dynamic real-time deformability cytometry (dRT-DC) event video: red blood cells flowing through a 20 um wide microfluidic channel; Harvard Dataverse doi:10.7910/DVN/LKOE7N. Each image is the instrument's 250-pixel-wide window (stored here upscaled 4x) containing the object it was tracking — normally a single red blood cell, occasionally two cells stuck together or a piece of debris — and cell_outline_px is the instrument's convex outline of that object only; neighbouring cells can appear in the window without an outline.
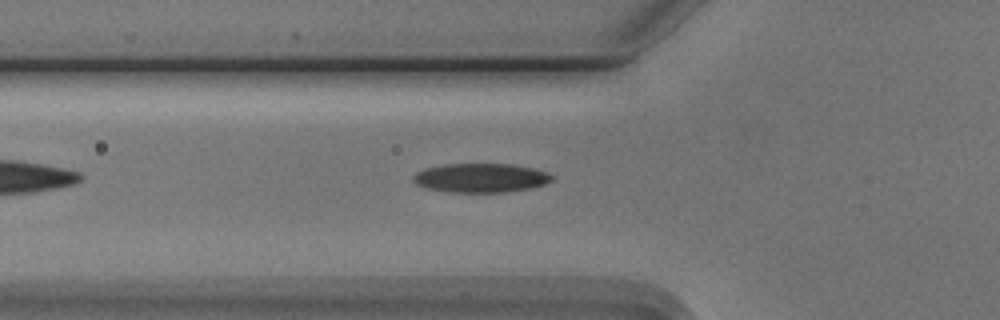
{"species": "Egyptian fruit bat (a non-hibernating species)", "species_latin": "Rousettus aegyptiacus", "temperature_condition": "cold", "stored_images_in_passage": 37, "camera_frame_rate_fps": 3000, "um_per_image_px": 0.085, "animal": {"sex": "male"}, "frame": {"image": 1, "passage_image": 2, "time_ms": 0.333, "image_size_px": [1000, 320], "cell_outline_px": [[552, 180], [544, 184], [532, 188], [504, 192], [448, 192], [424, 188], [416, 184], [412, 180], [412, 176], [416, 172], [424, 168], [444, 164], [512, 164], [532, 168], [548, 172], [552, 176]], "centroid_in_image_um": [40.82, 15.12], "position_along_channel_um": 85.0, "area_um2": 23.64}}
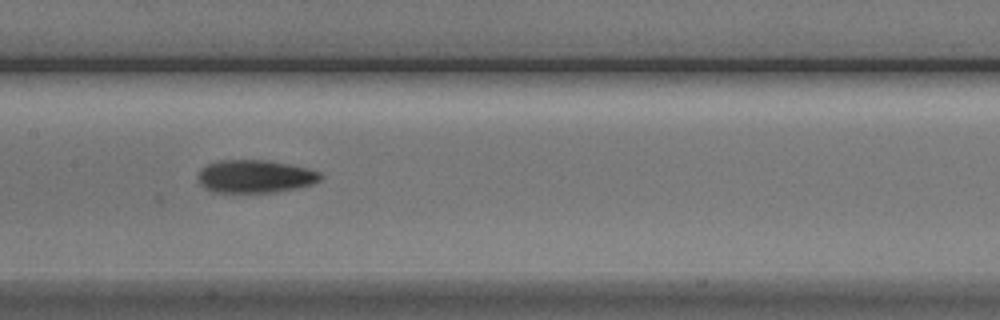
{"frame": {"image": 2, "passage_image": 10, "time_ms": 3.0, "image_size_px": [1000, 320], "cell_outline_px": [[324, 176], [320, 180], [312, 184], [296, 188], [276, 192], [212, 192], [204, 188], [200, 184], [196, 176], [200, 168], [216, 160], [268, 160], [308, 168], [320, 172]], "centroid_in_image_um": [21.65, 14.99], "position_along_channel_um": 185.7, "area_um2": 23.76}}
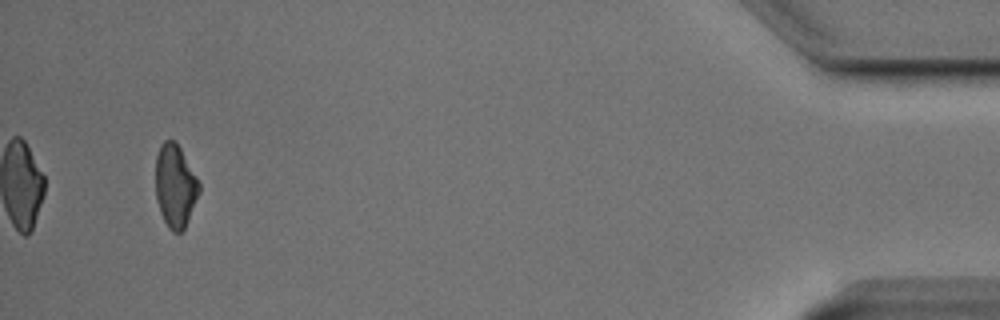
{"frame": {"image": 3, "passage_image": 35, "time_ms": 11.333, "image_size_px": [1000, 320], "cell_outline_px": [[200, 192], [188, 220], [184, 228], [180, 232], [172, 232], [168, 228], [160, 212], [156, 196], [156, 156], [160, 144], [164, 140], [176, 140], [196, 176], [200, 184]], "centroid_in_image_um": [14.89, 15.78], "position_along_channel_um": 420.3, "area_um2": 21.04}, "authors_computed_cell_mechanics": {"area_um2": 22.6576, "velocity_mm_per_s": 3.7538, "shape_relaxation_time_tau1_ms": 3.7062, "shape_relaxation_time_tau2_ms": 4.319, "deformation_change_tau1": 0.1377, "deformation_change_tau2": 0.1203}}